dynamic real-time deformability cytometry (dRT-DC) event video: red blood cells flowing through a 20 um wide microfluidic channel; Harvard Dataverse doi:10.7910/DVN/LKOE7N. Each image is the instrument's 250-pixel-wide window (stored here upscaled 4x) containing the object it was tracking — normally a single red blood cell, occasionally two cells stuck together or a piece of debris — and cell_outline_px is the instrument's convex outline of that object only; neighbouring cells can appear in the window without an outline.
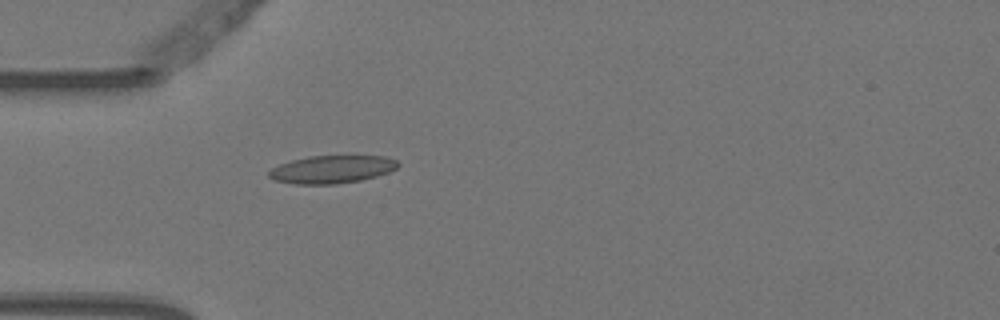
{"species": "Egyptian fruit bat (a non-hibernating species)", "species_latin": "Rousettus aegyptiacus", "temperature_condition": "warm", "stored_images_in_passage": 3, "camera_frame_rate_fps": 3000, "um_per_image_px": 0.085, "animal": {"sex": "female"}, "frame": {"image": 1, "passage_image": 3, "time_ms": 0.667, "image_size_px": [1000, 320], "cell_outline_px": [[400, 164], [396, 168], [388, 172], [376, 176], [360, 180], [336, 184], [292, 184], [276, 180], [268, 176], [268, 172], [272, 168], [280, 164], [292, 160], [308, 156], [384, 156], [396, 160]], "centroid_in_image_um": [28.2, 14.39], "position_along_channel_um": 56.8, "area_um2": 20.81}}